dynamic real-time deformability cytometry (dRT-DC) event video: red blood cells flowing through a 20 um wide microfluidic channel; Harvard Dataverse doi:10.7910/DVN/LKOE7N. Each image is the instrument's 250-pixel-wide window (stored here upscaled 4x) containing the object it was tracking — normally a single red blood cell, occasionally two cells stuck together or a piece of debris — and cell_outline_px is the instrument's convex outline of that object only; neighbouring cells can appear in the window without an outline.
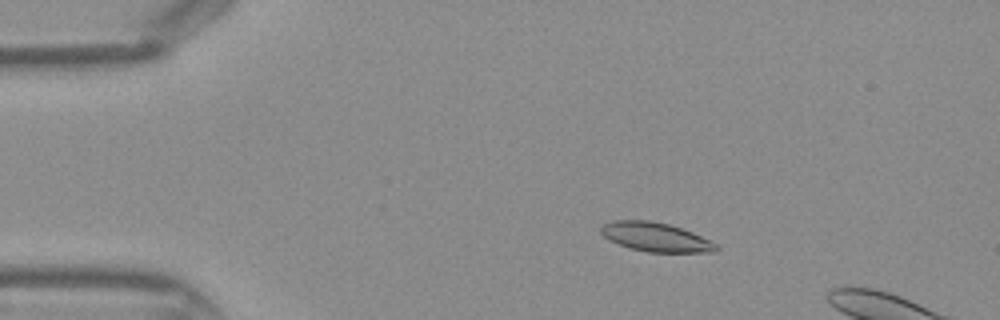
{"species": "Egyptian fruit bat (a non-hibernating species)", "species_latin": "Rousettus aegyptiacus", "temperature_condition": "warm", "stored_images_in_passage": 11, "camera_frame_rate_fps": 3000, "um_per_image_px": 0.085, "frame": {"image": 1, "passage_image": 7, "time_ms": 2.0, "image_size_px": [1000, 320], "cell_outline_px": [[720, 248], [716, 252], [648, 252], [632, 248], [620, 244], [604, 236], [600, 232], [600, 228], [604, 224], [616, 220], [648, 220], [668, 224], [692, 232], [716, 244]], "centroid_in_image_um": [55.75, 20.15], "position_along_channel_um": 29.3, "area_um2": 19.13}}